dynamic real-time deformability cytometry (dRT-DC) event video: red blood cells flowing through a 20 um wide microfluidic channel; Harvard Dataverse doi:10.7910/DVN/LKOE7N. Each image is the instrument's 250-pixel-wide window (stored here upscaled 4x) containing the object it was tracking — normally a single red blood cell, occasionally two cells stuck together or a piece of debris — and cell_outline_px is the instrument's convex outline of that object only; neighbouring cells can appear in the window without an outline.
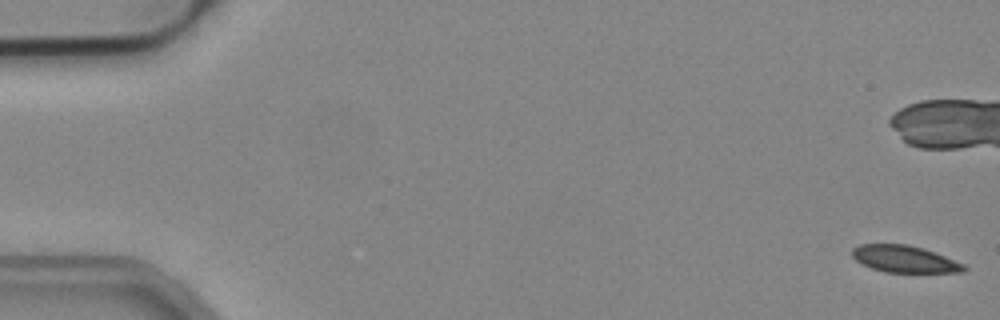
{"species": "common noctule bat (a hibernating species)", "species_latin": "Nyctalus noctula", "temperature_condition": "cold", "stored_images_in_passage": 11, "camera_frame_rate_fps": 3000, "um_per_image_px": 0.085, "animal": {"sex": "male", "body_mass_g": 19.2, "forearm_length_mm": 51.8}, "frame": {"image": 1, "passage_image": 1, "time_ms": 0.0, "image_size_px": [1000, 320], "cell_outline_px": [[968, 268], [964, 272], [884, 272], [872, 268], [856, 260], [852, 256], [852, 248], [860, 244], [908, 244], [924, 248], [964, 264]], "centroid_in_image_um": [76.89, 22.01], "position_along_channel_um": 8.1, "area_um2": 17.46}}